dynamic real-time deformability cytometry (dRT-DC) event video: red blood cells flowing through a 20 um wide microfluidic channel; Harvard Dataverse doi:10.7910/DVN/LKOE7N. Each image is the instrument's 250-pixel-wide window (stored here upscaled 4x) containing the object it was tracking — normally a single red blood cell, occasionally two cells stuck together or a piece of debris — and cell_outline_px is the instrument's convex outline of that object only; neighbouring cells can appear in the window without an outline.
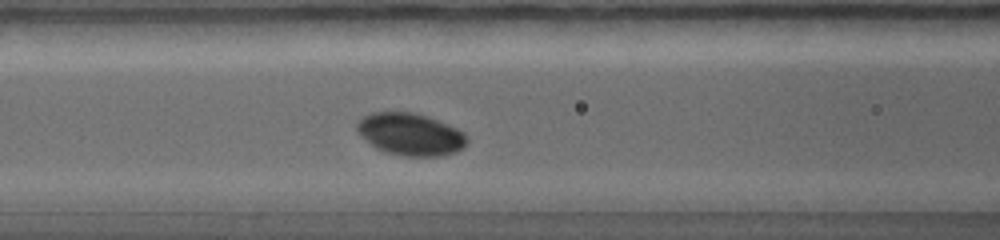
{"species": "common noctule bat (a hibernating species)", "species_latin": "Nyctalus noctula", "temperature_condition": "warm", "stored_images_in_passage": 38, "camera_frame_rate_fps": 5000, "um_per_image_px": 0.085, "animal": {"sex": "female", "body_mass_g": 19.0, "forearm_length_mm": 56.7}, "frame": {"image": 1, "passage_image": 15, "time_ms": 3.4, "image_size_px": [1000, 240], "cell_outline_px": [[464, 144], [456, 152], [440, 156], [408, 156], [388, 152], [376, 148], [360, 132], [360, 124], [368, 116], [376, 112], [404, 112], [420, 116], [432, 120], [452, 128], [460, 132], [464, 136]], "centroid_in_image_um": [34.89, 11.46], "position_along_channel_um": 131.7, "area_um2": 24.97}}
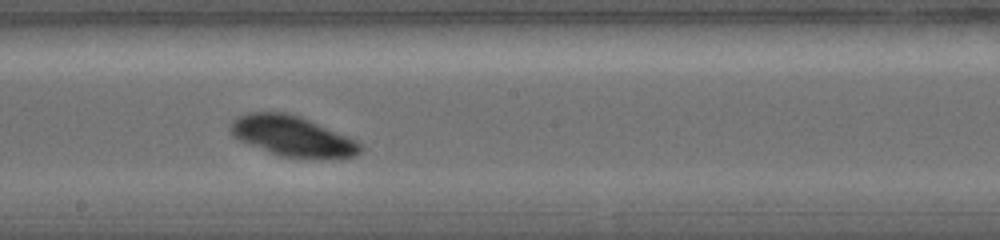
{"frame": {"image": 2, "passage_image": 23, "time_ms": 5.0, "image_size_px": [1000, 240], "cell_outline_px": [[364, 148], [356, 156], [284, 156], [244, 140], [236, 136], [232, 132], [232, 124], [240, 116], [256, 112], [280, 112], [304, 120], [344, 136], [360, 144]], "centroid_in_image_um": [24.86, 11.56], "position_along_channel_um": 223.3, "area_um2": 27.51}}
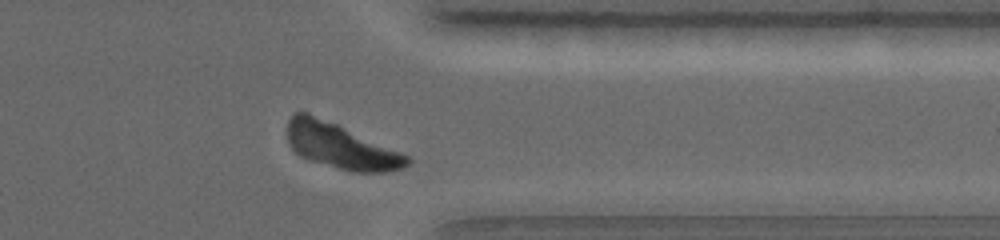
{"frame": {"image": 3, "passage_image": 35, "time_ms": 7.8, "image_size_px": [1000, 240], "cell_outline_px": [[412, 160], [404, 168], [384, 172], [360, 172], [340, 168], [312, 160], [300, 156], [292, 148], [288, 140], [288, 120], [296, 112], [308, 112], [336, 124], [408, 156]], "centroid_in_image_um": [28.94, 12.42], "position_along_channel_um": 382.5, "area_um2": 30.58}}